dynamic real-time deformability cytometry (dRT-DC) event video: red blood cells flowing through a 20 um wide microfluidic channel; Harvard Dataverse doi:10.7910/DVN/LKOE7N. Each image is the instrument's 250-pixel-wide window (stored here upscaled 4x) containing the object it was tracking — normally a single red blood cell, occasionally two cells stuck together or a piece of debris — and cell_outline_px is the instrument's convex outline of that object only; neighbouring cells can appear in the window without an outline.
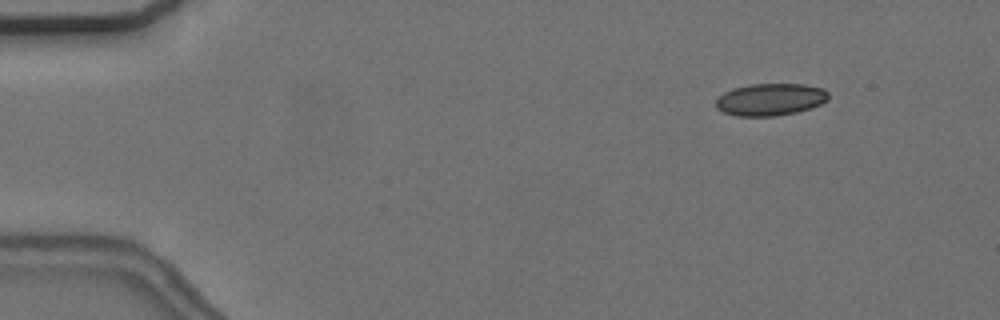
{"species": "common noctule bat (a hibernating species)", "species_latin": "Nyctalus noctula", "temperature_condition": "cold", "stored_images_in_passage": 53, "camera_frame_rate_fps": 3000, "um_per_image_px": 0.085, "animal": {"sex": "female", "body_mass_g": 24.6, "forearm_length_mm": 56.2}, "frame": {"image": 1, "passage_image": 3, "time_ms": 0.667, "image_size_px": [1000, 320], "cell_outline_px": [[828, 100], [812, 108], [796, 112], [776, 116], [736, 116], [724, 112], [716, 108], [716, 100], [724, 92], [732, 88], [752, 84], [804, 84], [824, 88], [828, 92]], "centroid_in_image_um": [65.5, 8.45], "position_along_channel_um": 19.5, "area_um2": 21.21}}
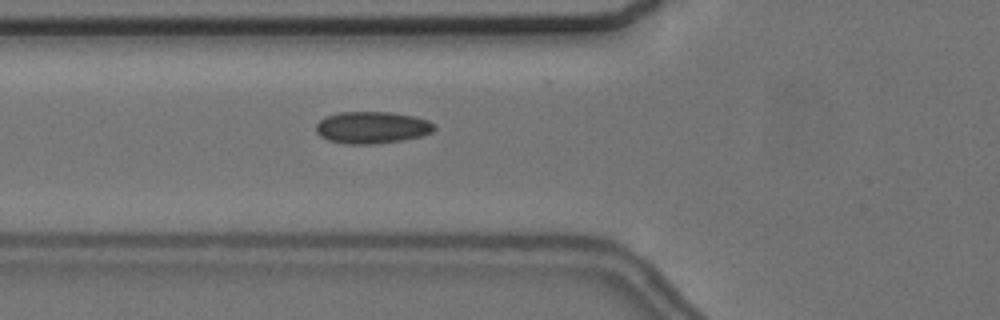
{"frame": {"image": 2, "passage_image": 17, "time_ms": 5.333, "image_size_px": [1000, 320], "cell_outline_px": [[436, 128], [432, 132], [420, 136], [404, 140], [376, 144], [348, 144], [328, 140], [320, 136], [316, 132], [316, 124], [324, 116], [340, 112], [392, 112], [412, 116], [428, 120]], "centroid_in_image_um": [31.59, 10.84], "position_along_channel_um": 94.2, "area_um2": 22.08}}
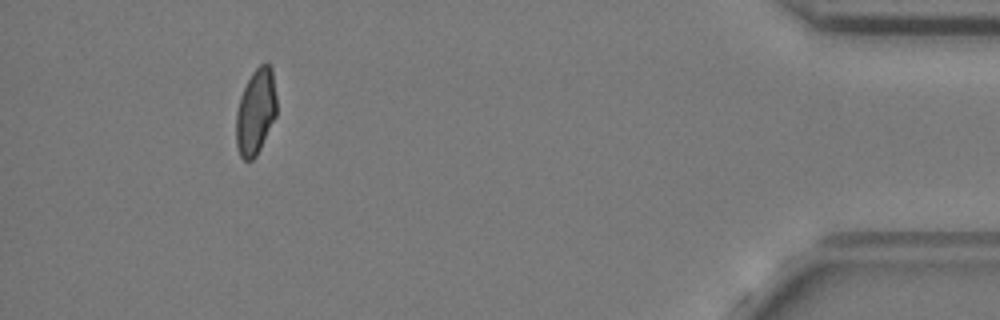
{"frame": {"image": 3, "passage_image": 48, "time_ms": 15.667, "image_size_px": [1000, 320], "cell_outline_px": [[276, 116], [256, 156], [252, 160], [244, 160], [240, 156], [236, 144], [236, 112], [240, 96], [252, 72], [260, 64], [268, 60], [272, 68], [276, 96]], "centroid_in_image_um": [21.73, 9.47], "position_along_channel_um": 413.5, "area_um2": 20.35}, "authors_computed_cell_mechanics": {"area_um2": 21.097, "velocity_mm_per_s": 3.6939, "shape_relaxation_time_tau1_ms": null, "shape_relaxation_time_tau2_ms": 1.8072, "deformation_change_tau1": null, "deformation_change_tau2": 0.0574}}